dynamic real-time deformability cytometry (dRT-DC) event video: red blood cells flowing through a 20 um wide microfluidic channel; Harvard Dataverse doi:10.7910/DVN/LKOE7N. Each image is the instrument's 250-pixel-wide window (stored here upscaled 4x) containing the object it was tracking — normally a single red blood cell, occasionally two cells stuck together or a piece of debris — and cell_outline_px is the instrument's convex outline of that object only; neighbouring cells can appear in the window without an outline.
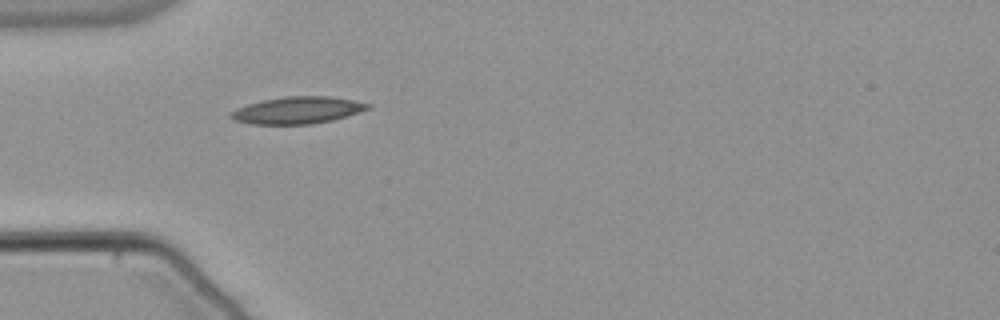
{"species": "common noctule bat (a hibernating species)", "species_latin": "Nyctalus noctula", "temperature_condition": "warm", "stored_images_in_passage": 38, "camera_frame_rate_fps": 3000, "um_per_image_px": 0.085, "animal": {"sex": "male", "body_mass_g": 21.5, "forearm_length_mm": 52.0}, "frame": {"image": 1, "passage_image": 1, "time_ms": 0.0, "image_size_px": [1000, 320], "cell_outline_px": [[372, 108], [332, 120], [312, 124], [252, 124], [236, 120], [228, 116], [236, 108], [248, 104], [264, 100], [284, 96], [332, 96], [372, 104]], "centroid_in_image_um": [25.32, 9.36], "position_along_channel_um": 59.7, "area_um2": 21.44}}
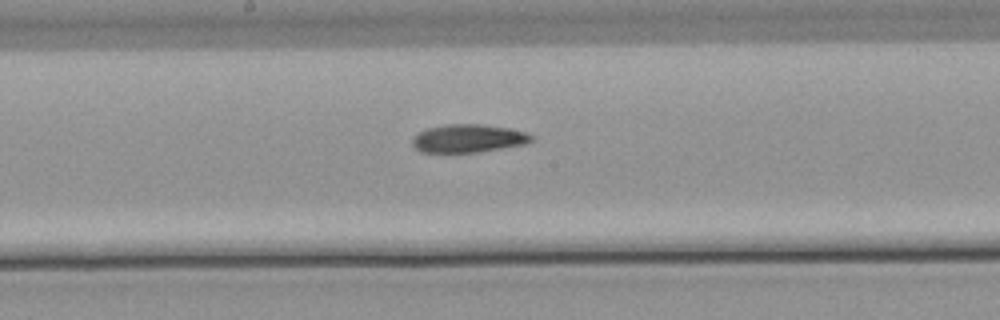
{"frame": {"image": 2, "passage_image": 13, "time_ms": 4.0, "image_size_px": [1000, 320], "cell_outline_px": [[532, 140], [524, 144], [480, 152], [420, 152], [412, 144], [412, 136], [416, 132], [428, 128], [444, 124], [480, 124], [508, 128], [524, 132], [532, 136]], "centroid_in_image_um": [39.73, 11.76], "position_along_channel_um": 208.5, "area_um2": 19.48}}
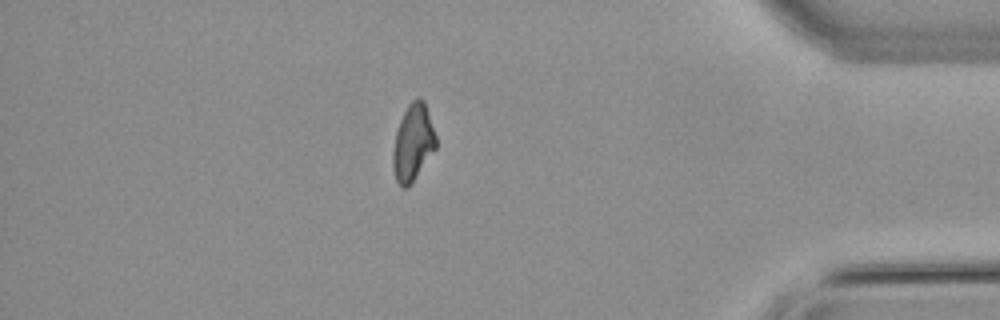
{"frame": {"image": 3, "passage_image": 31, "time_ms": 10.0, "image_size_px": [1000, 320], "cell_outline_px": [[436, 148], [408, 188], [400, 188], [396, 180], [392, 168], [392, 152], [396, 132], [400, 120], [408, 104], [416, 96], [420, 96], [424, 100], [436, 136]], "centroid_in_image_um": [35.09, 12.13], "position_along_channel_um": 400.1, "area_um2": 19.36}, "authors_computed_cell_mechanics": {"area_um2": 19.5075, "velocity_mm_per_s": 3.8056, "shape_relaxation_time_tau1_ms": null, "shape_relaxation_time_tau2_ms": 10.4529, "deformation_change_tau1": null, "deformation_change_tau2": 0.2091}}